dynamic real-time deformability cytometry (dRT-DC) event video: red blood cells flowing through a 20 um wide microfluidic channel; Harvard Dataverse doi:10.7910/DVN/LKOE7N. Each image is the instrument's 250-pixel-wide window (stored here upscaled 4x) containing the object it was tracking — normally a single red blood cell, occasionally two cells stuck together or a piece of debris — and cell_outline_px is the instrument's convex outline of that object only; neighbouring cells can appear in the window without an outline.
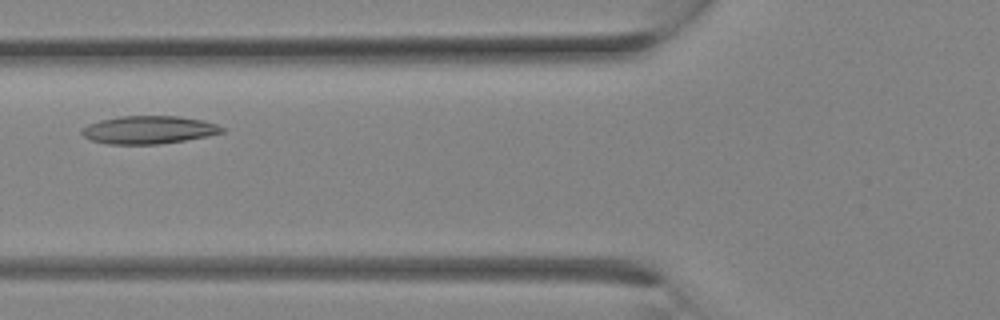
{"species": "Egyptian fruit bat (a non-hibernating species)", "species_latin": "Rousettus aegyptiacus", "temperature_condition": "room temperature", "stored_images_in_passage": 10, "camera_frame_rate_fps": 3000, "um_per_image_px": 0.085, "animal": {"sex": "female"}, "frame": {"image": 1, "passage_image": 7, "time_ms": 2.0, "image_size_px": [1000, 320], "cell_outline_px": [[224, 132], [208, 136], [160, 144], [108, 144], [92, 140], [84, 136], [80, 132], [80, 128], [88, 124], [100, 120], [120, 116], [180, 116], [204, 120], [216, 124], [224, 128]], "centroid_in_image_um": [12.63, 11.03], "position_along_channel_um": 113.2, "area_um2": 22.89}}
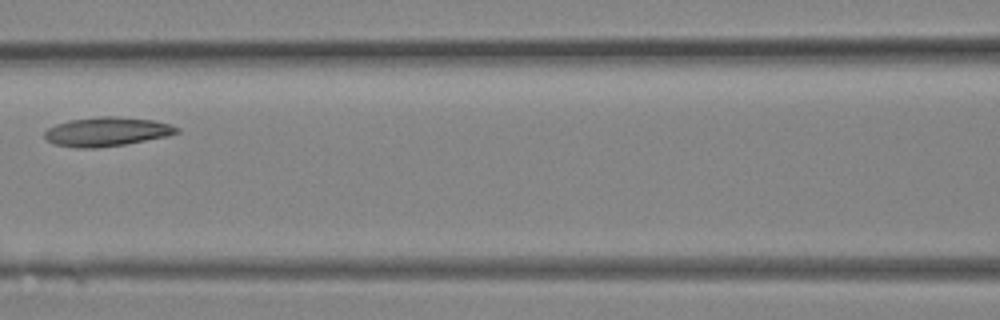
{"frame": {"image": 2, "passage_image": 9, "time_ms": 2.667, "image_size_px": [1000, 320], "cell_outline_px": [[180, 132], [168, 136], [124, 144], [96, 148], [80, 148], [56, 144], [48, 140], [44, 136], [44, 132], [48, 128], [56, 124], [68, 120], [100, 116], [116, 116], [152, 120], [172, 124], [180, 128]], "centroid_in_image_um": [9.11, 11.18], "position_along_channel_um": 157.5, "area_um2": 22.37}}